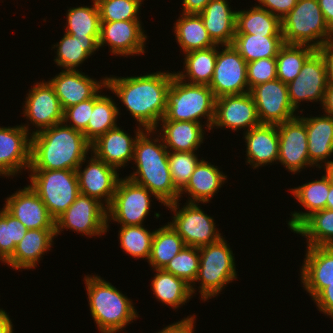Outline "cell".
Instances as JSON below:
<instances>
[{
  "instance_id": "cell-1",
  "label": "cell",
  "mask_w": 333,
  "mask_h": 333,
  "mask_svg": "<svg viewBox=\"0 0 333 333\" xmlns=\"http://www.w3.org/2000/svg\"><path fill=\"white\" fill-rule=\"evenodd\" d=\"M175 72L146 75L106 76V88L117 96L127 111L145 130H154L166 113L167 90Z\"/></svg>"
},
{
  "instance_id": "cell-2",
  "label": "cell",
  "mask_w": 333,
  "mask_h": 333,
  "mask_svg": "<svg viewBox=\"0 0 333 333\" xmlns=\"http://www.w3.org/2000/svg\"><path fill=\"white\" fill-rule=\"evenodd\" d=\"M91 152V143L80 131L64 123L31 134L29 169L74 170Z\"/></svg>"
},
{
  "instance_id": "cell-3",
  "label": "cell",
  "mask_w": 333,
  "mask_h": 333,
  "mask_svg": "<svg viewBox=\"0 0 333 333\" xmlns=\"http://www.w3.org/2000/svg\"><path fill=\"white\" fill-rule=\"evenodd\" d=\"M155 133L154 130L146 129L138 136L133 158L136 165L134 167L137 168L126 177L136 184L146 187L156 196L161 205L167 206L180 200V191L172 181L168 163L169 151L161 137L159 138V135H155Z\"/></svg>"
},
{
  "instance_id": "cell-4",
  "label": "cell",
  "mask_w": 333,
  "mask_h": 333,
  "mask_svg": "<svg viewBox=\"0 0 333 333\" xmlns=\"http://www.w3.org/2000/svg\"><path fill=\"white\" fill-rule=\"evenodd\" d=\"M84 280L90 314L101 333L123 331L137 320L139 314L132 300L110 282L98 275H86Z\"/></svg>"
},
{
  "instance_id": "cell-5",
  "label": "cell",
  "mask_w": 333,
  "mask_h": 333,
  "mask_svg": "<svg viewBox=\"0 0 333 333\" xmlns=\"http://www.w3.org/2000/svg\"><path fill=\"white\" fill-rule=\"evenodd\" d=\"M215 100L209 86L187 83L174 74L167 90L166 113L161 120L201 123L200 119L205 118L206 130L211 131Z\"/></svg>"
},
{
  "instance_id": "cell-6",
  "label": "cell",
  "mask_w": 333,
  "mask_h": 333,
  "mask_svg": "<svg viewBox=\"0 0 333 333\" xmlns=\"http://www.w3.org/2000/svg\"><path fill=\"white\" fill-rule=\"evenodd\" d=\"M200 262L195 282L190 286L195 294V284L200 282L199 293L204 302L215 298L222 290L237 279L235 258L230 245L222 237L217 242L199 248Z\"/></svg>"
},
{
  "instance_id": "cell-7",
  "label": "cell",
  "mask_w": 333,
  "mask_h": 333,
  "mask_svg": "<svg viewBox=\"0 0 333 333\" xmlns=\"http://www.w3.org/2000/svg\"><path fill=\"white\" fill-rule=\"evenodd\" d=\"M285 44L309 45L318 49L332 39V30L325 22L317 0H298L281 19Z\"/></svg>"
},
{
  "instance_id": "cell-8",
  "label": "cell",
  "mask_w": 333,
  "mask_h": 333,
  "mask_svg": "<svg viewBox=\"0 0 333 333\" xmlns=\"http://www.w3.org/2000/svg\"><path fill=\"white\" fill-rule=\"evenodd\" d=\"M31 189L40 197L56 220L80 194L74 170L29 169Z\"/></svg>"
},
{
  "instance_id": "cell-9",
  "label": "cell",
  "mask_w": 333,
  "mask_h": 333,
  "mask_svg": "<svg viewBox=\"0 0 333 333\" xmlns=\"http://www.w3.org/2000/svg\"><path fill=\"white\" fill-rule=\"evenodd\" d=\"M156 196L146 187L127 177L120 178L110 206L107 208V228L112 220L120 226L142 225L150 213L151 199Z\"/></svg>"
},
{
  "instance_id": "cell-10",
  "label": "cell",
  "mask_w": 333,
  "mask_h": 333,
  "mask_svg": "<svg viewBox=\"0 0 333 333\" xmlns=\"http://www.w3.org/2000/svg\"><path fill=\"white\" fill-rule=\"evenodd\" d=\"M181 200H177L168 207L174 214L172 221L168 222L177 234L183 239L185 245L200 248L217 242L221 236L214 219L201 209L199 203L187 202L180 209ZM179 209V210H178Z\"/></svg>"
},
{
  "instance_id": "cell-11",
  "label": "cell",
  "mask_w": 333,
  "mask_h": 333,
  "mask_svg": "<svg viewBox=\"0 0 333 333\" xmlns=\"http://www.w3.org/2000/svg\"><path fill=\"white\" fill-rule=\"evenodd\" d=\"M70 229L82 235L100 236L107 233V208L98 200L79 194L68 209L55 220V235Z\"/></svg>"
},
{
  "instance_id": "cell-12",
  "label": "cell",
  "mask_w": 333,
  "mask_h": 333,
  "mask_svg": "<svg viewBox=\"0 0 333 333\" xmlns=\"http://www.w3.org/2000/svg\"><path fill=\"white\" fill-rule=\"evenodd\" d=\"M218 45L216 65L209 84L215 98L248 93L247 62L232 45Z\"/></svg>"
},
{
  "instance_id": "cell-13",
  "label": "cell",
  "mask_w": 333,
  "mask_h": 333,
  "mask_svg": "<svg viewBox=\"0 0 333 333\" xmlns=\"http://www.w3.org/2000/svg\"><path fill=\"white\" fill-rule=\"evenodd\" d=\"M30 124L0 127V176L14 177L31 165ZM22 169V170H21Z\"/></svg>"
},
{
  "instance_id": "cell-14",
  "label": "cell",
  "mask_w": 333,
  "mask_h": 333,
  "mask_svg": "<svg viewBox=\"0 0 333 333\" xmlns=\"http://www.w3.org/2000/svg\"><path fill=\"white\" fill-rule=\"evenodd\" d=\"M328 81L322 55L316 50L304 63L299 75L287 84L291 106L298 111L303 101L322 105Z\"/></svg>"
},
{
  "instance_id": "cell-15",
  "label": "cell",
  "mask_w": 333,
  "mask_h": 333,
  "mask_svg": "<svg viewBox=\"0 0 333 333\" xmlns=\"http://www.w3.org/2000/svg\"><path fill=\"white\" fill-rule=\"evenodd\" d=\"M76 169L79 192L98 200L108 208L119 181L117 169L98 159L92 152ZM87 160V161H86ZM88 163L82 170V164ZM105 203V204H104Z\"/></svg>"
},
{
  "instance_id": "cell-16",
  "label": "cell",
  "mask_w": 333,
  "mask_h": 333,
  "mask_svg": "<svg viewBox=\"0 0 333 333\" xmlns=\"http://www.w3.org/2000/svg\"><path fill=\"white\" fill-rule=\"evenodd\" d=\"M250 94L261 124L278 125L298 116L289 101L287 84L278 78L253 87Z\"/></svg>"
},
{
  "instance_id": "cell-17",
  "label": "cell",
  "mask_w": 333,
  "mask_h": 333,
  "mask_svg": "<svg viewBox=\"0 0 333 333\" xmlns=\"http://www.w3.org/2000/svg\"><path fill=\"white\" fill-rule=\"evenodd\" d=\"M279 134L278 161L289 172L297 174L306 167H314L309 160L305 122L296 116L277 125Z\"/></svg>"
},
{
  "instance_id": "cell-18",
  "label": "cell",
  "mask_w": 333,
  "mask_h": 333,
  "mask_svg": "<svg viewBox=\"0 0 333 333\" xmlns=\"http://www.w3.org/2000/svg\"><path fill=\"white\" fill-rule=\"evenodd\" d=\"M26 95L22 114L37 128L31 134L63 123L64 109L49 81L34 83Z\"/></svg>"
},
{
  "instance_id": "cell-19",
  "label": "cell",
  "mask_w": 333,
  "mask_h": 333,
  "mask_svg": "<svg viewBox=\"0 0 333 333\" xmlns=\"http://www.w3.org/2000/svg\"><path fill=\"white\" fill-rule=\"evenodd\" d=\"M141 20L101 22L99 49L106 46L116 56H135L145 53L147 35ZM143 29V30H142Z\"/></svg>"
},
{
  "instance_id": "cell-20",
  "label": "cell",
  "mask_w": 333,
  "mask_h": 333,
  "mask_svg": "<svg viewBox=\"0 0 333 333\" xmlns=\"http://www.w3.org/2000/svg\"><path fill=\"white\" fill-rule=\"evenodd\" d=\"M260 124L256 104L250 92L216 98L215 116L211 130L217 127L228 128L232 131L245 129L244 132H248Z\"/></svg>"
},
{
  "instance_id": "cell-21",
  "label": "cell",
  "mask_w": 333,
  "mask_h": 333,
  "mask_svg": "<svg viewBox=\"0 0 333 333\" xmlns=\"http://www.w3.org/2000/svg\"><path fill=\"white\" fill-rule=\"evenodd\" d=\"M49 83L65 110L100 93L106 88V77L96 81L79 70H61L49 80Z\"/></svg>"
},
{
  "instance_id": "cell-22",
  "label": "cell",
  "mask_w": 333,
  "mask_h": 333,
  "mask_svg": "<svg viewBox=\"0 0 333 333\" xmlns=\"http://www.w3.org/2000/svg\"><path fill=\"white\" fill-rule=\"evenodd\" d=\"M3 207L17 218L27 230L55 229V220L50 216L46 205L29 185L7 197Z\"/></svg>"
},
{
  "instance_id": "cell-23",
  "label": "cell",
  "mask_w": 333,
  "mask_h": 333,
  "mask_svg": "<svg viewBox=\"0 0 333 333\" xmlns=\"http://www.w3.org/2000/svg\"><path fill=\"white\" fill-rule=\"evenodd\" d=\"M136 130L135 137H131L118 126L110 129L91 144V152L117 170L125 167L127 163L132 162L135 142L145 129L138 125Z\"/></svg>"
},
{
  "instance_id": "cell-24",
  "label": "cell",
  "mask_w": 333,
  "mask_h": 333,
  "mask_svg": "<svg viewBox=\"0 0 333 333\" xmlns=\"http://www.w3.org/2000/svg\"><path fill=\"white\" fill-rule=\"evenodd\" d=\"M301 282L312 300L333 283V246H306Z\"/></svg>"
},
{
  "instance_id": "cell-25",
  "label": "cell",
  "mask_w": 333,
  "mask_h": 333,
  "mask_svg": "<svg viewBox=\"0 0 333 333\" xmlns=\"http://www.w3.org/2000/svg\"><path fill=\"white\" fill-rule=\"evenodd\" d=\"M246 145V163L258 169L278 162L279 134L277 125L260 124L243 132Z\"/></svg>"
},
{
  "instance_id": "cell-26",
  "label": "cell",
  "mask_w": 333,
  "mask_h": 333,
  "mask_svg": "<svg viewBox=\"0 0 333 333\" xmlns=\"http://www.w3.org/2000/svg\"><path fill=\"white\" fill-rule=\"evenodd\" d=\"M299 117L306 124L310 163L313 166H318L317 168L331 165L333 159L329 160V158L333 156V117L327 114Z\"/></svg>"
},
{
  "instance_id": "cell-27",
  "label": "cell",
  "mask_w": 333,
  "mask_h": 333,
  "mask_svg": "<svg viewBox=\"0 0 333 333\" xmlns=\"http://www.w3.org/2000/svg\"><path fill=\"white\" fill-rule=\"evenodd\" d=\"M55 229H30L16 245L13 255L5 262L15 270L33 269L44 253L53 246Z\"/></svg>"
},
{
  "instance_id": "cell-28",
  "label": "cell",
  "mask_w": 333,
  "mask_h": 333,
  "mask_svg": "<svg viewBox=\"0 0 333 333\" xmlns=\"http://www.w3.org/2000/svg\"><path fill=\"white\" fill-rule=\"evenodd\" d=\"M159 124L160 127L162 125L161 129L155 128L154 131L159 134L168 151L193 152L204 143L206 124L171 120H160L157 127Z\"/></svg>"
},
{
  "instance_id": "cell-29",
  "label": "cell",
  "mask_w": 333,
  "mask_h": 333,
  "mask_svg": "<svg viewBox=\"0 0 333 333\" xmlns=\"http://www.w3.org/2000/svg\"><path fill=\"white\" fill-rule=\"evenodd\" d=\"M236 13L228 0H211L198 13L212 41L219 46L231 45L236 33Z\"/></svg>"
},
{
  "instance_id": "cell-30",
  "label": "cell",
  "mask_w": 333,
  "mask_h": 333,
  "mask_svg": "<svg viewBox=\"0 0 333 333\" xmlns=\"http://www.w3.org/2000/svg\"><path fill=\"white\" fill-rule=\"evenodd\" d=\"M226 180L227 175L220 171L218 166L216 167L202 159L195 167L189 182L180 191L179 197L181 198L182 194L188 193L190 197L186 202L208 203L219 192Z\"/></svg>"
},
{
  "instance_id": "cell-31",
  "label": "cell",
  "mask_w": 333,
  "mask_h": 333,
  "mask_svg": "<svg viewBox=\"0 0 333 333\" xmlns=\"http://www.w3.org/2000/svg\"><path fill=\"white\" fill-rule=\"evenodd\" d=\"M330 190V179L325 173L320 180H313L301 186L289 189L297 202L306 212H291L292 218L288 221V227L293 231L311 213L326 209V201Z\"/></svg>"
},
{
  "instance_id": "cell-32",
  "label": "cell",
  "mask_w": 333,
  "mask_h": 333,
  "mask_svg": "<svg viewBox=\"0 0 333 333\" xmlns=\"http://www.w3.org/2000/svg\"><path fill=\"white\" fill-rule=\"evenodd\" d=\"M98 40L99 36L77 38L64 32L63 38L52 47L57 54L54 62L63 70L77 71L80 64L99 50Z\"/></svg>"
},
{
  "instance_id": "cell-33",
  "label": "cell",
  "mask_w": 333,
  "mask_h": 333,
  "mask_svg": "<svg viewBox=\"0 0 333 333\" xmlns=\"http://www.w3.org/2000/svg\"><path fill=\"white\" fill-rule=\"evenodd\" d=\"M175 38L183 54L214 47L201 16L196 13H182L173 26Z\"/></svg>"
},
{
  "instance_id": "cell-34",
  "label": "cell",
  "mask_w": 333,
  "mask_h": 333,
  "mask_svg": "<svg viewBox=\"0 0 333 333\" xmlns=\"http://www.w3.org/2000/svg\"><path fill=\"white\" fill-rule=\"evenodd\" d=\"M218 45L184 54V70L175 75L190 84L209 86L216 65Z\"/></svg>"
},
{
  "instance_id": "cell-35",
  "label": "cell",
  "mask_w": 333,
  "mask_h": 333,
  "mask_svg": "<svg viewBox=\"0 0 333 333\" xmlns=\"http://www.w3.org/2000/svg\"><path fill=\"white\" fill-rule=\"evenodd\" d=\"M153 271L156 273L151 280V288L159 302L176 310L192 298L191 287L183 279L164 269H153Z\"/></svg>"
},
{
  "instance_id": "cell-36",
  "label": "cell",
  "mask_w": 333,
  "mask_h": 333,
  "mask_svg": "<svg viewBox=\"0 0 333 333\" xmlns=\"http://www.w3.org/2000/svg\"><path fill=\"white\" fill-rule=\"evenodd\" d=\"M235 34L283 36L281 19L256 4L250 10L237 11Z\"/></svg>"
},
{
  "instance_id": "cell-37",
  "label": "cell",
  "mask_w": 333,
  "mask_h": 333,
  "mask_svg": "<svg viewBox=\"0 0 333 333\" xmlns=\"http://www.w3.org/2000/svg\"><path fill=\"white\" fill-rule=\"evenodd\" d=\"M284 44L283 36L235 34L231 45L249 63L263 58H276Z\"/></svg>"
},
{
  "instance_id": "cell-38",
  "label": "cell",
  "mask_w": 333,
  "mask_h": 333,
  "mask_svg": "<svg viewBox=\"0 0 333 333\" xmlns=\"http://www.w3.org/2000/svg\"><path fill=\"white\" fill-rule=\"evenodd\" d=\"M112 97L97 94L94 97V108L91 113L86 130L83 132L86 139L92 144L108 130L117 127L120 115L119 107Z\"/></svg>"
},
{
  "instance_id": "cell-39",
  "label": "cell",
  "mask_w": 333,
  "mask_h": 333,
  "mask_svg": "<svg viewBox=\"0 0 333 333\" xmlns=\"http://www.w3.org/2000/svg\"><path fill=\"white\" fill-rule=\"evenodd\" d=\"M292 232L307 238V246H333V210L311 213Z\"/></svg>"
},
{
  "instance_id": "cell-40",
  "label": "cell",
  "mask_w": 333,
  "mask_h": 333,
  "mask_svg": "<svg viewBox=\"0 0 333 333\" xmlns=\"http://www.w3.org/2000/svg\"><path fill=\"white\" fill-rule=\"evenodd\" d=\"M185 243L172 226L167 223L155 230L151 254L147 261L152 269H164L183 248Z\"/></svg>"
},
{
  "instance_id": "cell-41",
  "label": "cell",
  "mask_w": 333,
  "mask_h": 333,
  "mask_svg": "<svg viewBox=\"0 0 333 333\" xmlns=\"http://www.w3.org/2000/svg\"><path fill=\"white\" fill-rule=\"evenodd\" d=\"M316 50L309 45L284 44L276 56L277 78L285 84L293 81Z\"/></svg>"
},
{
  "instance_id": "cell-42",
  "label": "cell",
  "mask_w": 333,
  "mask_h": 333,
  "mask_svg": "<svg viewBox=\"0 0 333 333\" xmlns=\"http://www.w3.org/2000/svg\"><path fill=\"white\" fill-rule=\"evenodd\" d=\"M91 6L70 7L65 32L78 37L100 36V13L96 0Z\"/></svg>"
},
{
  "instance_id": "cell-43",
  "label": "cell",
  "mask_w": 333,
  "mask_h": 333,
  "mask_svg": "<svg viewBox=\"0 0 333 333\" xmlns=\"http://www.w3.org/2000/svg\"><path fill=\"white\" fill-rule=\"evenodd\" d=\"M119 229L118 238L123 251L133 258L149 260L155 231L148 230L144 224L121 226Z\"/></svg>"
},
{
  "instance_id": "cell-44",
  "label": "cell",
  "mask_w": 333,
  "mask_h": 333,
  "mask_svg": "<svg viewBox=\"0 0 333 333\" xmlns=\"http://www.w3.org/2000/svg\"><path fill=\"white\" fill-rule=\"evenodd\" d=\"M26 232L25 226L3 207L0 211V261L2 263L13 255L16 245Z\"/></svg>"
},
{
  "instance_id": "cell-45",
  "label": "cell",
  "mask_w": 333,
  "mask_h": 333,
  "mask_svg": "<svg viewBox=\"0 0 333 333\" xmlns=\"http://www.w3.org/2000/svg\"><path fill=\"white\" fill-rule=\"evenodd\" d=\"M200 262L199 248L186 245L164 268L190 286L195 282Z\"/></svg>"
},
{
  "instance_id": "cell-46",
  "label": "cell",
  "mask_w": 333,
  "mask_h": 333,
  "mask_svg": "<svg viewBox=\"0 0 333 333\" xmlns=\"http://www.w3.org/2000/svg\"><path fill=\"white\" fill-rule=\"evenodd\" d=\"M100 22L140 20L143 0H96Z\"/></svg>"
},
{
  "instance_id": "cell-47",
  "label": "cell",
  "mask_w": 333,
  "mask_h": 333,
  "mask_svg": "<svg viewBox=\"0 0 333 333\" xmlns=\"http://www.w3.org/2000/svg\"><path fill=\"white\" fill-rule=\"evenodd\" d=\"M193 152L169 151L168 163L172 181L175 187L181 191L189 182L195 167L201 161L197 154Z\"/></svg>"
},
{
  "instance_id": "cell-48",
  "label": "cell",
  "mask_w": 333,
  "mask_h": 333,
  "mask_svg": "<svg viewBox=\"0 0 333 333\" xmlns=\"http://www.w3.org/2000/svg\"><path fill=\"white\" fill-rule=\"evenodd\" d=\"M276 78V58H263L247 63V82L249 91L259 84Z\"/></svg>"
},
{
  "instance_id": "cell-49",
  "label": "cell",
  "mask_w": 333,
  "mask_h": 333,
  "mask_svg": "<svg viewBox=\"0 0 333 333\" xmlns=\"http://www.w3.org/2000/svg\"><path fill=\"white\" fill-rule=\"evenodd\" d=\"M93 108L94 97L66 108L64 110L63 123L83 133L87 128Z\"/></svg>"
},
{
  "instance_id": "cell-50",
  "label": "cell",
  "mask_w": 333,
  "mask_h": 333,
  "mask_svg": "<svg viewBox=\"0 0 333 333\" xmlns=\"http://www.w3.org/2000/svg\"><path fill=\"white\" fill-rule=\"evenodd\" d=\"M298 0H258V6L282 19L297 4Z\"/></svg>"
},
{
  "instance_id": "cell-51",
  "label": "cell",
  "mask_w": 333,
  "mask_h": 333,
  "mask_svg": "<svg viewBox=\"0 0 333 333\" xmlns=\"http://www.w3.org/2000/svg\"><path fill=\"white\" fill-rule=\"evenodd\" d=\"M318 311L330 316L333 319V283L325 287L314 299Z\"/></svg>"
},
{
  "instance_id": "cell-52",
  "label": "cell",
  "mask_w": 333,
  "mask_h": 333,
  "mask_svg": "<svg viewBox=\"0 0 333 333\" xmlns=\"http://www.w3.org/2000/svg\"><path fill=\"white\" fill-rule=\"evenodd\" d=\"M194 316L193 314L192 316L190 315L183 318L181 321L174 322L171 325L169 324L157 333H194V324L196 322V316Z\"/></svg>"
},
{
  "instance_id": "cell-53",
  "label": "cell",
  "mask_w": 333,
  "mask_h": 333,
  "mask_svg": "<svg viewBox=\"0 0 333 333\" xmlns=\"http://www.w3.org/2000/svg\"><path fill=\"white\" fill-rule=\"evenodd\" d=\"M323 57L328 83L333 84V44L326 43L317 49Z\"/></svg>"
},
{
  "instance_id": "cell-54",
  "label": "cell",
  "mask_w": 333,
  "mask_h": 333,
  "mask_svg": "<svg viewBox=\"0 0 333 333\" xmlns=\"http://www.w3.org/2000/svg\"><path fill=\"white\" fill-rule=\"evenodd\" d=\"M211 0H182V13H200Z\"/></svg>"
},
{
  "instance_id": "cell-55",
  "label": "cell",
  "mask_w": 333,
  "mask_h": 333,
  "mask_svg": "<svg viewBox=\"0 0 333 333\" xmlns=\"http://www.w3.org/2000/svg\"><path fill=\"white\" fill-rule=\"evenodd\" d=\"M325 22L333 30V0H317Z\"/></svg>"
},
{
  "instance_id": "cell-56",
  "label": "cell",
  "mask_w": 333,
  "mask_h": 333,
  "mask_svg": "<svg viewBox=\"0 0 333 333\" xmlns=\"http://www.w3.org/2000/svg\"><path fill=\"white\" fill-rule=\"evenodd\" d=\"M321 106H323L322 109H324V114L333 117V84L331 83L327 84L324 100Z\"/></svg>"
},
{
  "instance_id": "cell-57",
  "label": "cell",
  "mask_w": 333,
  "mask_h": 333,
  "mask_svg": "<svg viewBox=\"0 0 333 333\" xmlns=\"http://www.w3.org/2000/svg\"><path fill=\"white\" fill-rule=\"evenodd\" d=\"M13 324L10 316L2 309H0V333H14Z\"/></svg>"
},
{
  "instance_id": "cell-58",
  "label": "cell",
  "mask_w": 333,
  "mask_h": 333,
  "mask_svg": "<svg viewBox=\"0 0 333 333\" xmlns=\"http://www.w3.org/2000/svg\"><path fill=\"white\" fill-rule=\"evenodd\" d=\"M326 209L333 210V184L330 181V190L326 201Z\"/></svg>"
},
{
  "instance_id": "cell-59",
  "label": "cell",
  "mask_w": 333,
  "mask_h": 333,
  "mask_svg": "<svg viewBox=\"0 0 333 333\" xmlns=\"http://www.w3.org/2000/svg\"><path fill=\"white\" fill-rule=\"evenodd\" d=\"M325 173L329 177L331 184H333V163L331 165H328L324 167Z\"/></svg>"
},
{
  "instance_id": "cell-60",
  "label": "cell",
  "mask_w": 333,
  "mask_h": 333,
  "mask_svg": "<svg viewBox=\"0 0 333 333\" xmlns=\"http://www.w3.org/2000/svg\"><path fill=\"white\" fill-rule=\"evenodd\" d=\"M331 43L333 44V30H332V39H331Z\"/></svg>"
}]
</instances>
